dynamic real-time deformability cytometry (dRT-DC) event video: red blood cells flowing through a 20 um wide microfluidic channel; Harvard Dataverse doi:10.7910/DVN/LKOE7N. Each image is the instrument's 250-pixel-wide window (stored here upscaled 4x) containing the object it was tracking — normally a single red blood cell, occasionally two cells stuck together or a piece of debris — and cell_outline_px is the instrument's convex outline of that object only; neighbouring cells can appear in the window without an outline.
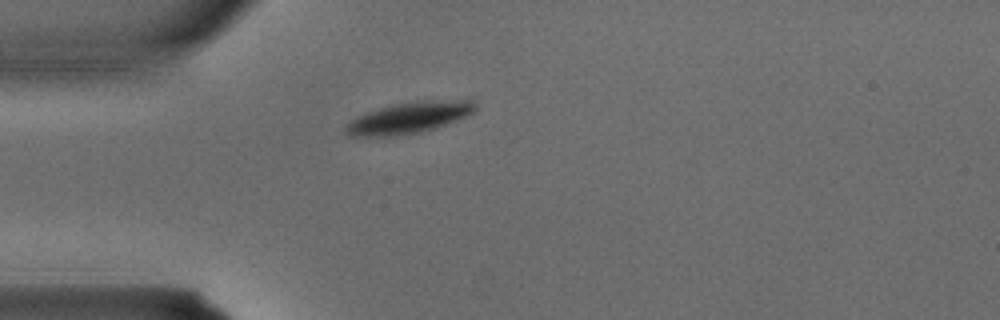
{"species": "common noctule bat (a hibernating species)", "species_latin": "Nyctalus noctula", "temperature_condition": "warm", "stored_images_in_passage": 1, "camera_frame_rate_fps": 3000, "um_per_image_px": 0.085, "animal": {"sex": "male", "body_mass_g": 15.6}, "frame": {"image": 1, "passage_image": 1, "time_ms": 0.0, "image_size_px": [1000, 320], "cell_outline_px": [[476, 108], [468, 116], [432, 128], [416, 132], [392, 136], [348, 136], [344, 132], [344, 128], [356, 116], [392, 104], [416, 100], [472, 100], [476, 104]], "centroid_in_image_um": [34.74, 9.99], "position_along_channel_um": 50.3, "area_um2": 23.29}}